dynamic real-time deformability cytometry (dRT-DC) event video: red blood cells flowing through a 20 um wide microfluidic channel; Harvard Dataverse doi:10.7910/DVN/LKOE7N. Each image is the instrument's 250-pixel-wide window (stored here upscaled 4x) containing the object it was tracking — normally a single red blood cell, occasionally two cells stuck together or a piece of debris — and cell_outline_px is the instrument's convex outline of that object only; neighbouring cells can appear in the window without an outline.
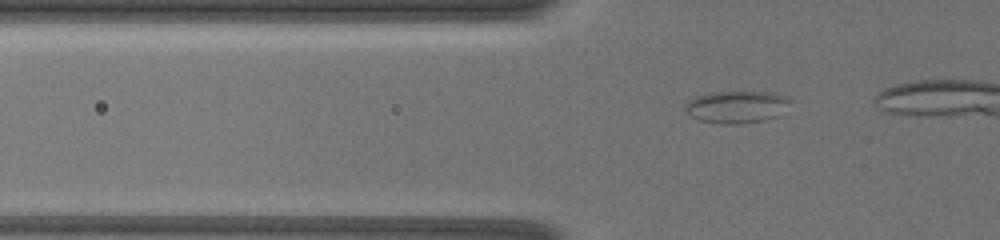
{"species": "common noctule bat (a hibernating species)", "species_latin": "Nyctalus noctula", "temperature_condition": "warm", "stored_images_in_passage": 9, "camera_frame_rate_fps": 3000, "um_per_image_px": 0.085, "animal": {"sex": "female", "body_mass_g": 19.5, "forearm_length_mm": 54.1}, "frame": {"image": 1, "passage_image": 3, "time_ms": 0.667, "image_size_px": [1000, 240], "cell_outline_px": [[792, 100], [780, 116], [764, 120], [732, 124], [724, 124], [700, 120], [684, 112], [684, 104], [688, 100], [696, 96], [708, 92], [772, 92], [788, 96]], "centroid_in_image_um": [62.62, 9.07], "position_along_channel_um": 63.2, "area_um2": 19.94}}
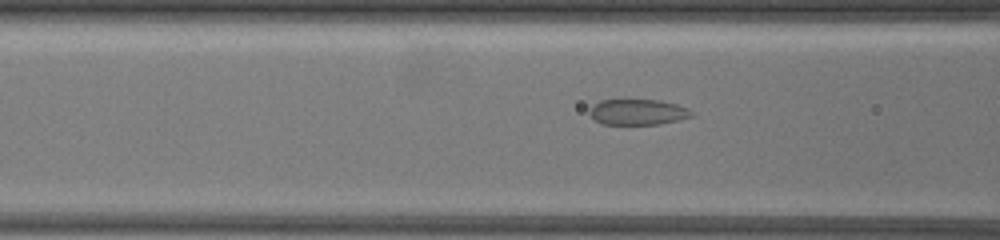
{"frame": {"image": 2, "passage_image": 7, "time_ms": 2.0, "image_size_px": [1000, 240], "cell_outline_px": [[692, 116], [660, 124], [604, 124], [596, 120], [588, 112], [592, 104], [600, 100], [660, 100], [676, 104], [688, 108], [692, 112]], "centroid_in_image_um": [54.19, 9.51], "position_along_channel_um": 112.4, "area_um2": 15.14}}